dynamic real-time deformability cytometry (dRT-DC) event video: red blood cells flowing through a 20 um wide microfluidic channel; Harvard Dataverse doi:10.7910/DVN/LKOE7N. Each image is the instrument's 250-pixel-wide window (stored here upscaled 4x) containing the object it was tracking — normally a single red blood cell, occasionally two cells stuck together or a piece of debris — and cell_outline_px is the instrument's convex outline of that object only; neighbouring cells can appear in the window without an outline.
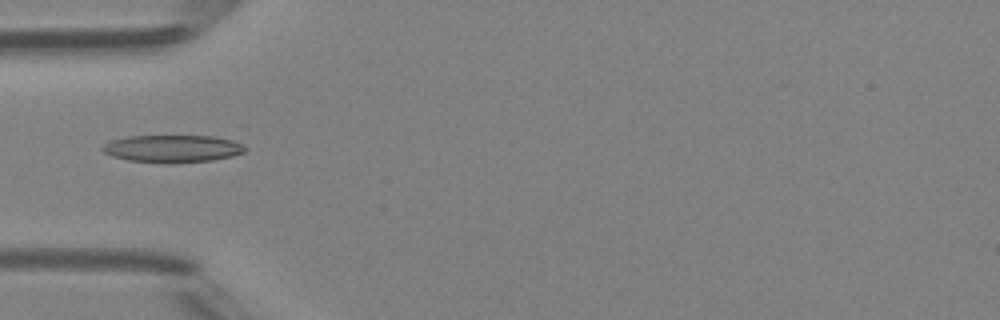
{"species": "Egyptian fruit bat (a non-hibernating species)", "species_latin": "Rousettus aegyptiacus", "temperature_condition": "room temperature", "stored_images_in_passage": 4, "camera_frame_rate_fps": 3000, "um_per_image_px": 0.085, "animal": {"sex": "female"}, "frame": {"image": 1, "passage_image": 4, "time_ms": 3.333, "image_size_px": [1000, 320], "cell_outline_px": [[248, 148], [244, 152], [232, 156], [212, 160], [172, 164], [168, 164], [128, 160], [112, 156], [104, 152], [100, 148], [104, 144], [112, 140], [128, 136], [212, 136], [232, 140]], "centroid_in_image_um": [14.65, 12.64], "position_along_channel_um": 70.3, "area_um2": 22.89}}